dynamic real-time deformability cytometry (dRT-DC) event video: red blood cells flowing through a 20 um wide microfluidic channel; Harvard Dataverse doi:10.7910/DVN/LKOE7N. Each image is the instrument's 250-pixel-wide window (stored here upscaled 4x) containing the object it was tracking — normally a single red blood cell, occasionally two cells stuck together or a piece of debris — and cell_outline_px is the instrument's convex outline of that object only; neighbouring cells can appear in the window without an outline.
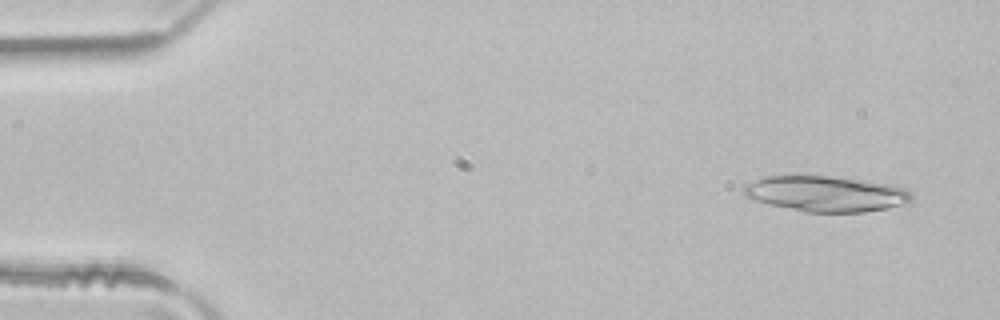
{"species": "common noctule bat (a hibernating species)", "species_latin": "Nyctalus noctula", "temperature_condition": "room temperature", "stored_images_in_passage": 4, "camera_frame_rate_fps": 3000, "um_per_image_px": 0.085, "animal": {"sex": "male", "body_mass_g": 21.5, "forearm_length_mm": 52.0}, "frame": {"image": 1, "passage_image": 1, "time_ms": 0.0, "image_size_px": [1000, 320], "cell_outline_px": [[912, 200], [908, 204], [888, 208], [864, 212], [804, 212], [768, 204], [744, 196], [744, 188], [748, 184], [764, 176], [796, 172], [864, 180], [892, 184], [904, 188], [912, 192]], "centroid_in_image_um": [70.21, 16.43], "position_along_channel_um": 14.8, "area_um2": 35.89}}
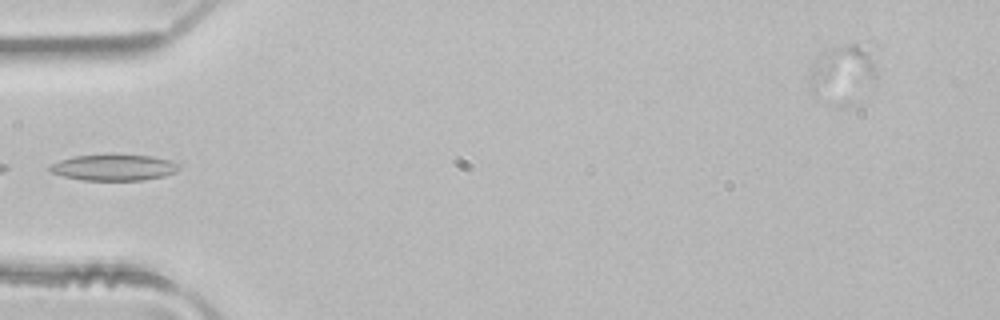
{"frame": {"image": 2, "passage_image": 4, "time_ms": 1.0, "image_size_px": [1000, 320], "cell_outline_px": [[180, 168], [176, 172], [164, 176], [144, 180], [84, 180], [64, 176], [52, 172], [48, 168], [48, 164], [72, 156], [104, 152], [112, 152], [152, 156], [172, 160], [180, 164]], "centroid_in_image_um": [9.69, 14.18], "position_along_channel_um": 75.3, "area_um2": 20.63}}